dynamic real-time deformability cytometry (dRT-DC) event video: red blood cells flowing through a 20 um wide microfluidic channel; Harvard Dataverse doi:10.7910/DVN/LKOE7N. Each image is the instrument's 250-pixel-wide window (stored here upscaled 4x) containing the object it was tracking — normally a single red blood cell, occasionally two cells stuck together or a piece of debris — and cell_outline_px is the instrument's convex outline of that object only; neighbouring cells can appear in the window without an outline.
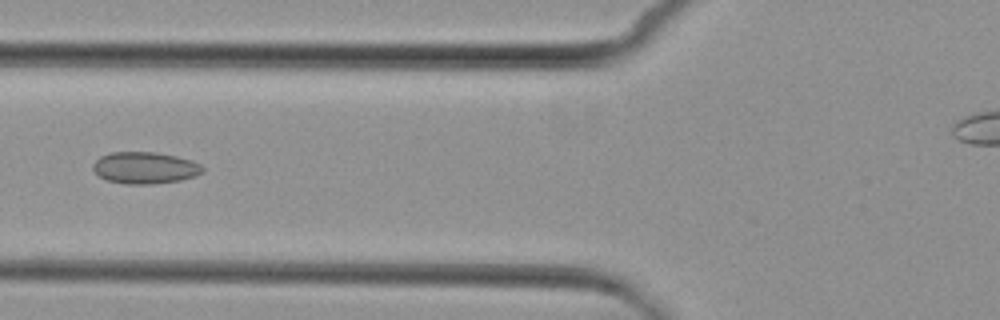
{"species": "common noctule bat (a hibernating species)", "species_latin": "Nyctalus noctula", "temperature_condition": "cold", "stored_images_in_passage": 6, "camera_frame_rate_fps": 3000, "um_per_image_px": 0.085, "animal": {"sex": "female", "body_mass_g": 29.2, "forearm_length_mm": 56.3}, "frame": {"image": 1, "passage_image": 5, "time_ms": 5.667, "image_size_px": [1000, 320], "cell_outline_px": [[204, 172], [196, 176], [180, 180], [152, 184], [128, 184], [108, 180], [100, 176], [92, 168], [92, 164], [100, 156], [112, 152], [156, 152], [176, 156], [192, 160], [200, 164], [204, 168]], "centroid_in_image_um": [12.35, 14.26], "position_along_channel_um": 113.5, "area_um2": 20.29}}
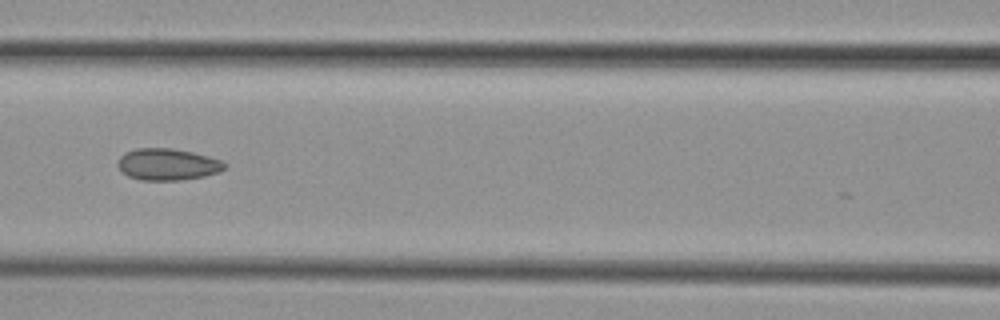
{"frame": {"image": 2, "passage_image": 6, "time_ms": 6.667, "image_size_px": [1000, 320], "cell_outline_px": [[228, 168], [220, 172], [204, 176], [180, 180], [140, 180], [128, 176], [120, 172], [116, 164], [120, 156], [124, 152], [136, 148], [172, 148], [192, 152], [208, 156], [220, 160], [228, 164]], "centroid_in_image_um": [14.23, 13.97], "position_along_channel_um": 152.4, "area_um2": 20.06}}